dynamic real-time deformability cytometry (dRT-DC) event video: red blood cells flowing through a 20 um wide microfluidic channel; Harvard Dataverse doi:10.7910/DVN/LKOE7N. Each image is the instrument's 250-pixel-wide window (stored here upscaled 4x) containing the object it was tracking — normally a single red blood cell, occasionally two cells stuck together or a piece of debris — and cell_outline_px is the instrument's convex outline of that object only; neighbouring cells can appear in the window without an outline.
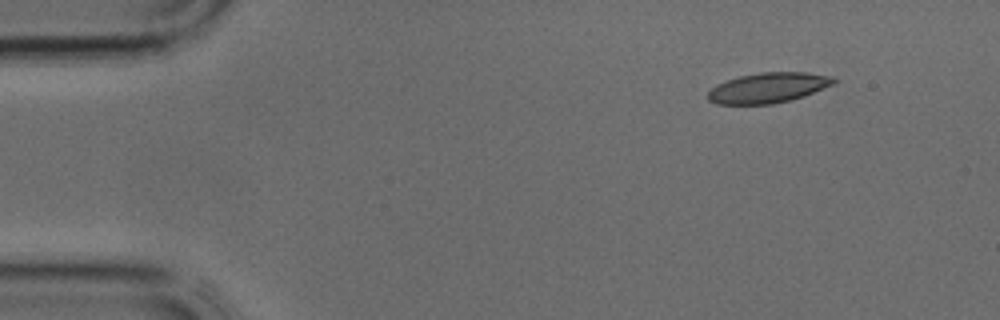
{"species": "common noctule bat (a hibernating species)", "species_latin": "Nyctalus noctula", "temperature_condition": "cold", "stored_images_in_passage": 35, "camera_frame_rate_fps": 3000, "um_per_image_px": 0.085, "animal": {"sex": "male", "body_mass_g": 17.9, "forearm_length_mm": 54.2}, "frame": {"image": 1, "passage_image": 1, "time_ms": 0.0, "image_size_px": [1000, 320], "cell_outline_px": [[840, 80], [836, 84], [804, 96], [792, 100], [772, 104], [716, 104], [708, 100], [708, 92], [716, 84], [740, 76], [760, 72], [808, 72], [832, 76]], "centroid_in_image_um": [65.36, 7.46], "position_along_channel_um": 19.6, "area_um2": 22.43}}
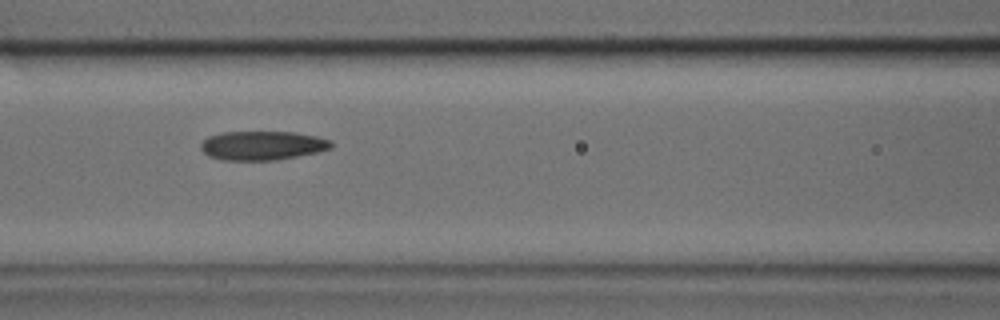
{"frame": {"image": 2, "passage_image": 13, "time_ms": 4.0, "image_size_px": [1000, 320], "cell_outline_px": [[332, 148], [320, 152], [276, 160], [224, 160], [208, 156], [200, 148], [200, 144], [208, 136], [224, 132], [296, 132], [316, 136], [332, 140]], "centroid_in_image_um": [22.33, 12.37], "position_along_channel_um": 144.3, "area_um2": 22.2}}
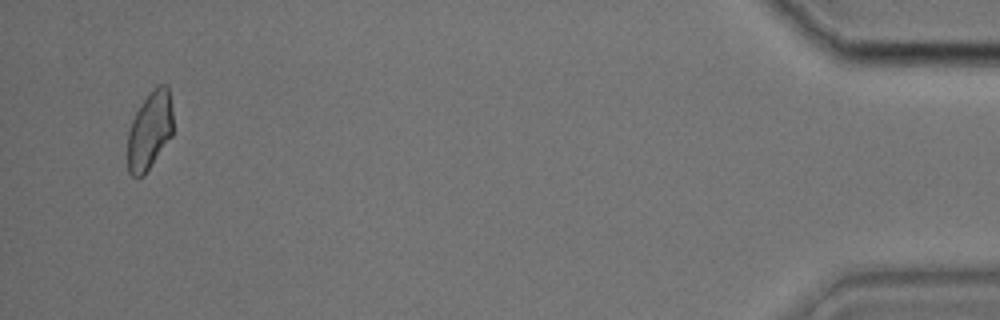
{"frame": {"image": 3, "passage_image": 34, "time_ms": 11.0, "image_size_px": [1000, 320], "cell_outline_px": [[172, 136], [144, 176], [136, 180], [128, 172], [128, 132], [132, 120], [136, 112], [148, 92], [156, 84], [168, 84], [172, 108]], "centroid_in_image_um": [12.73, 11.09], "position_along_channel_um": 422.5, "area_um2": 21.04}}